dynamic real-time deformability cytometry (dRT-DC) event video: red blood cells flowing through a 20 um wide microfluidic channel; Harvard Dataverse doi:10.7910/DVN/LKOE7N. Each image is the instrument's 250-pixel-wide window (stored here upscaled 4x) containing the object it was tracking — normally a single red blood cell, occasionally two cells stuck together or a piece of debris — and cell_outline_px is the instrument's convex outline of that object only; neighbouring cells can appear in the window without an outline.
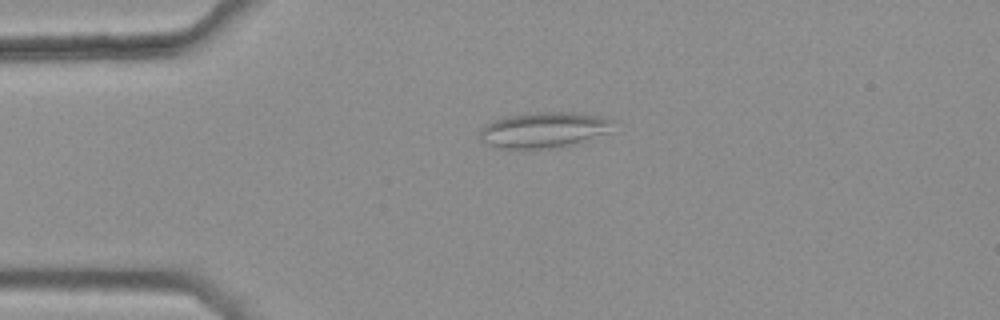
{"species": "common noctule bat (a hibernating species)", "species_latin": "Nyctalus noctula", "temperature_condition": "warm", "stored_images_in_passage": 5, "segment_of_instrument_passage": [2, 2], "camera_frame_rate_fps": 3000, "um_per_image_px": 0.085, "animal": {"sex": "female", "body_mass_g": 25.1}, "frame": {"image": 1, "passage_image": 5, "time_ms": 1.333, "image_size_px": [1000, 320], "cell_outline_px": [[620, 120], [608, 132], [572, 144], [544, 148], [496, 148], [480, 140], [480, 128], [492, 120], [508, 116], [528, 112], [572, 112], [600, 116]], "centroid_in_image_um": [46.23, 11.01], "position_along_channel_um": 38.8, "area_um2": 27.74}}